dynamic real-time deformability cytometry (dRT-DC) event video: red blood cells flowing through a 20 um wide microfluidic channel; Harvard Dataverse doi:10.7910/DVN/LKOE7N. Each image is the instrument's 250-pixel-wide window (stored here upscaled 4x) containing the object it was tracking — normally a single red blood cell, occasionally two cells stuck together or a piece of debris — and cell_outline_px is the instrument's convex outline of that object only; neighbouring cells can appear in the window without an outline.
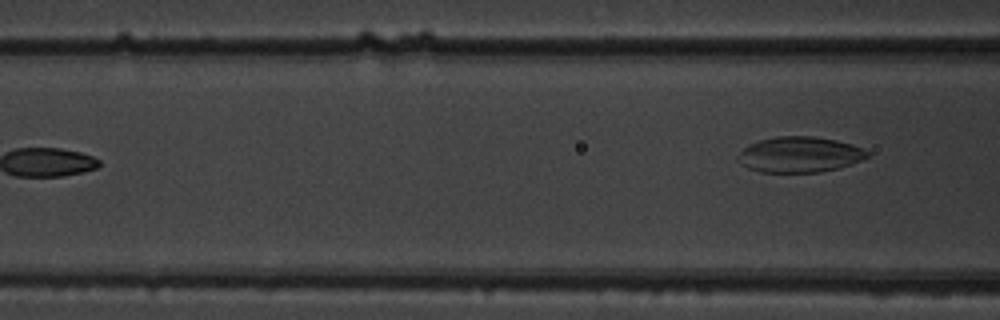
{"species": "common noctule bat (a hibernating species)", "species_latin": "Nyctalus noctula", "temperature_condition": "warm", "stored_images_in_passage": 7, "camera_frame_rate_fps": 3000, "um_per_image_px": 0.085, "animal": {"sex": "male", "body_mass_g": 19.5, "forearm_length_mm": 54.6}, "frame": {"image": 1, "passage_image": 7, "time_ms": 2.0, "image_size_px": [1000, 320], "cell_outline_px": [[868, 156], [860, 160], [840, 168], [820, 172], [760, 172], [748, 168], [740, 164], [736, 160], [736, 156], [748, 144], [760, 140], [776, 136], [812, 136], [836, 140], [852, 144], [868, 152]], "centroid_in_image_um": [67.91, 13.14], "position_along_channel_um": 98.7, "area_um2": 26.88}}